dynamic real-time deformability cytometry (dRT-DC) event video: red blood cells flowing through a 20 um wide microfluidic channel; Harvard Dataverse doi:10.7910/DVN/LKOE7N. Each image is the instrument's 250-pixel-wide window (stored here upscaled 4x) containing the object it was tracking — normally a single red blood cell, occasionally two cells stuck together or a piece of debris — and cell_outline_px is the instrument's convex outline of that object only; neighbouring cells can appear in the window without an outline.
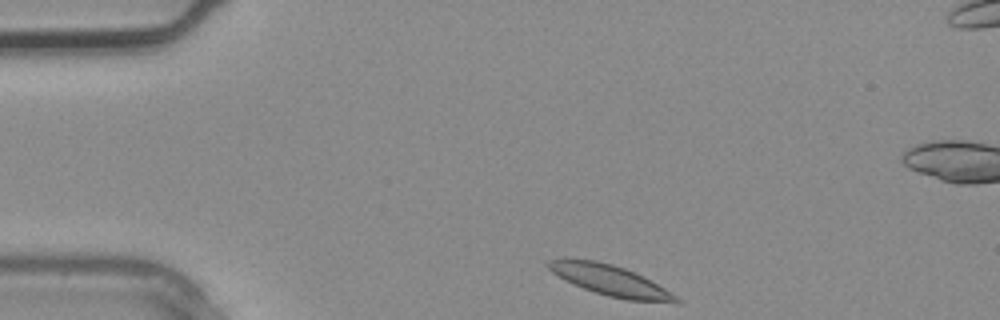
{"species": "common noctule bat (a hibernating species)", "species_latin": "Nyctalus noctula", "temperature_condition": "warm", "stored_images_in_passage": 3, "camera_frame_rate_fps": 3000, "um_per_image_px": 0.085, "animal": {"sex": "male", "body_mass_g": 20.4}, "frame": {"image": 1, "passage_image": 1, "time_ms": 0.0, "image_size_px": [1000, 320], "cell_outline_px": [[680, 304], [628, 300], [608, 296], [584, 288], [564, 280], [552, 272], [544, 264], [548, 260], [564, 256], [596, 260], [612, 264], [624, 268], [644, 276], [664, 288], [676, 296], [680, 300]], "centroid_in_image_um": [51.82, 23.8], "position_along_channel_um": 33.2, "area_um2": 23.24}}